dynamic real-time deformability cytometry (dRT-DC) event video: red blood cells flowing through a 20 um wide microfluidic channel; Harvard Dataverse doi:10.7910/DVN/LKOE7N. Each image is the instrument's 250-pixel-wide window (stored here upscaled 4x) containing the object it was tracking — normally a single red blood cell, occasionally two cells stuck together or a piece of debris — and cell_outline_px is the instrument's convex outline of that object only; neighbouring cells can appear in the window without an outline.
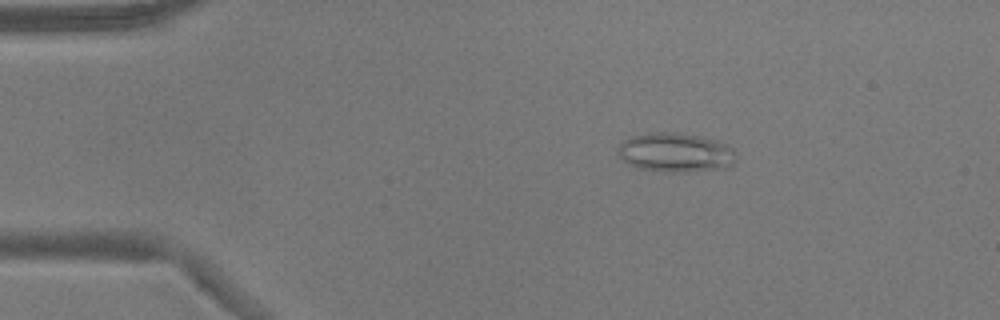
{"species": "common noctule bat (a hibernating species)", "species_latin": "Nyctalus noctula", "temperature_condition": "warm", "stored_images_in_passage": 46, "camera_frame_rate_fps": 3000, "um_per_image_px": 0.085, "animal": {"sex": "male", "body_mass_g": 17.9}, "frame": {"image": 1, "passage_image": 3, "time_ms": 0.667, "image_size_px": [1000, 320], "cell_outline_px": [[736, 160], [732, 168], [688, 172], [664, 172], [636, 168], [628, 164], [616, 152], [620, 144], [624, 140], [632, 136], [656, 132], [676, 132], [700, 136], [716, 140], [732, 148], [736, 152]], "centroid_in_image_um": [57.46, 12.98], "position_along_channel_um": 27.5, "area_um2": 27.46}}
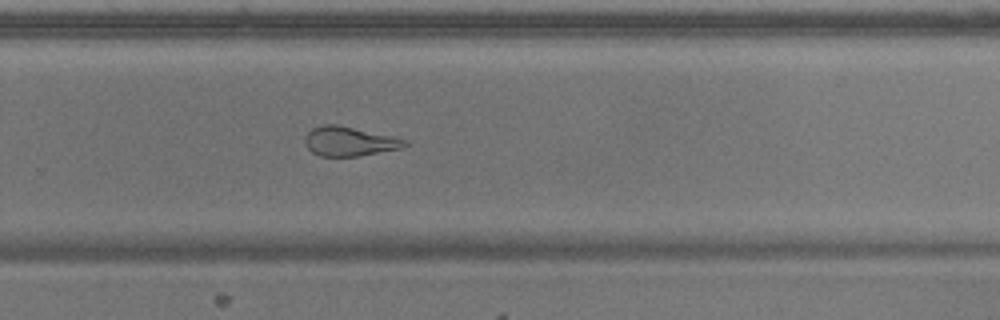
{"frame": {"image": 2, "passage_image": 29, "time_ms": 9.333, "image_size_px": [1000, 320], "cell_outline_px": [[408, 144], [400, 148], [360, 156], [320, 156], [312, 152], [304, 144], [304, 136], [312, 128], [320, 124], [336, 124], [392, 136], [408, 140]], "centroid_in_image_um": [29.65, 12.01], "position_along_channel_um": 300.1, "area_um2": 17.11}}
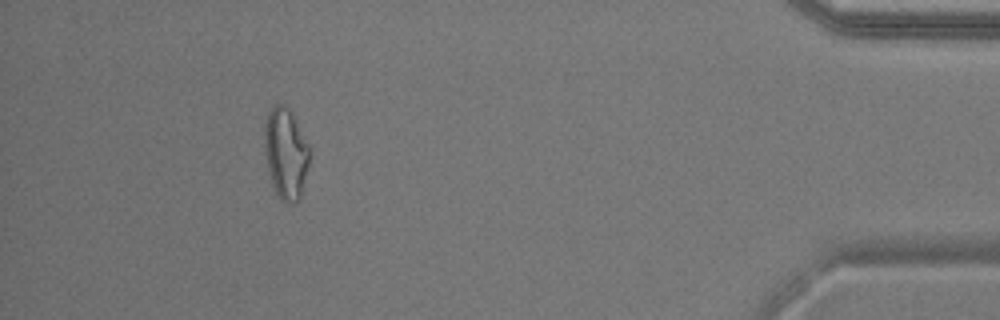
{"frame": {"image": 3, "passage_image": 42, "time_ms": 13.667, "image_size_px": [1000, 320], "cell_outline_px": [[308, 164], [300, 200], [292, 204], [280, 200], [272, 184], [268, 172], [264, 148], [264, 128], [268, 112], [276, 104], [284, 104], [292, 112], [308, 144]], "centroid_in_image_um": [24.27, 13.05], "position_along_channel_um": 410.9, "area_um2": 23.81}, "authors_computed_cell_mechanics": {"area_um2": 21.1259, "velocity_mm_per_s": 3.8471, "shape_relaxation_time_tau1_ms": null, "shape_relaxation_time_tau2_ms": 2.6455, "deformation_change_tau1": null, "deformation_change_tau2": 0.1173}}